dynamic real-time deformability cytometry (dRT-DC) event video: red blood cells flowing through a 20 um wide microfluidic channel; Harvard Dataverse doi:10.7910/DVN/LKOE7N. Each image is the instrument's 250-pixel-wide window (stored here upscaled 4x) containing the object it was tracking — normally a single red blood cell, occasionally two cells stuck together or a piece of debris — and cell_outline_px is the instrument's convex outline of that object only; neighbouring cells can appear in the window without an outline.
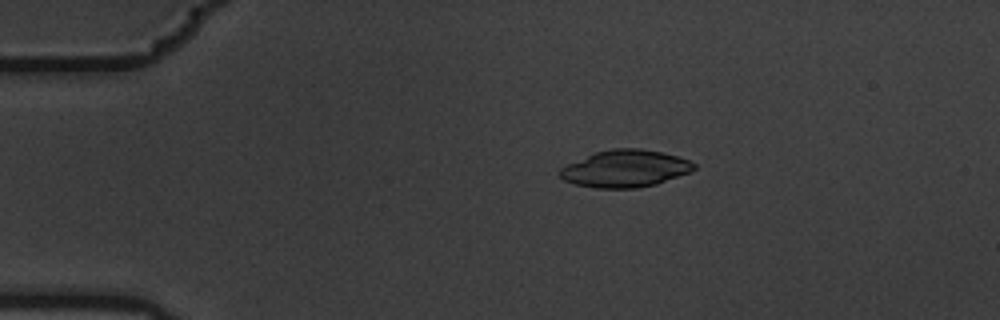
{"species": "common noctule bat (a hibernating species)", "species_latin": "Nyctalus noctula", "temperature_condition": "warm", "stored_images_in_passage": 6, "camera_frame_rate_fps": 3000, "um_per_image_px": 0.085, "animal": {"sex": "male", "body_mass_g": 19.5, "forearm_length_mm": 54.6}, "frame": {"image": 1, "passage_image": 3, "time_ms": 0.667, "image_size_px": [1000, 320], "cell_outline_px": [[696, 168], [692, 172], [656, 184], [636, 188], [596, 188], [576, 184], [564, 180], [560, 176], [560, 168], [568, 164], [596, 152], [612, 148], [640, 148], [660, 152], [676, 156], [688, 160], [696, 164]], "centroid_in_image_um": [53.17, 14.33], "position_along_channel_um": 31.8, "area_um2": 28.84}}
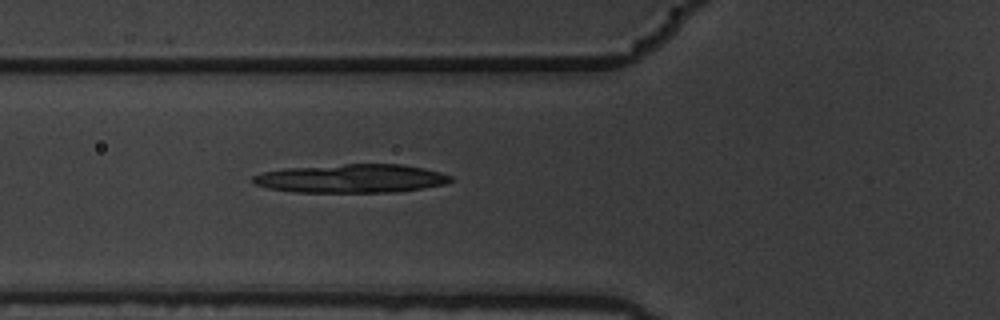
{"frame": {"image": 2, "passage_image": 6, "time_ms": 1.667, "image_size_px": [1000, 320], "cell_outline_px": [[452, 180], [448, 184], [424, 188], [396, 192], [296, 192], [268, 188], [256, 184], [252, 180], [252, 176], [264, 172], [284, 168], [344, 164], [400, 164], [424, 168], [440, 172], [452, 176]], "centroid_in_image_um": [29.91, 15.17], "position_along_channel_um": 95.9, "area_um2": 33.0}}